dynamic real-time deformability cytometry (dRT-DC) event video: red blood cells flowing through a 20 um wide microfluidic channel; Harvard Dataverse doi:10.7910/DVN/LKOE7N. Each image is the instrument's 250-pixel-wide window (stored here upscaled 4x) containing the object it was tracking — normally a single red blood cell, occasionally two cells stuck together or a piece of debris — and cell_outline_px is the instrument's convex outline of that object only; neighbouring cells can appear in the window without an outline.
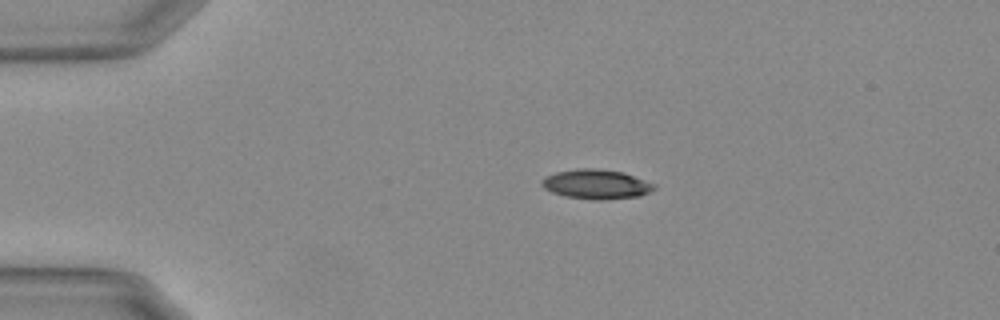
{"species": "Egyptian fruit bat (a non-hibernating species)", "species_latin": "Rousettus aegyptiacus", "temperature_condition": "warm", "stored_images_in_passage": 45, "camera_frame_rate_fps": 3000, "um_per_image_px": 0.085, "animal": {"sex": "female"}, "frame": {"image": 1, "passage_image": 1, "time_ms": 0.0, "image_size_px": [1000, 320], "cell_outline_px": [[656, 188], [640, 196], [604, 200], [596, 200], [564, 196], [552, 192], [544, 188], [540, 184], [540, 180], [544, 176], [556, 172], [576, 168], [596, 168], [624, 172], [656, 184]], "centroid_in_image_um": [50.66, 15.65], "position_along_channel_um": 34.3, "area_um2": 19.59}}
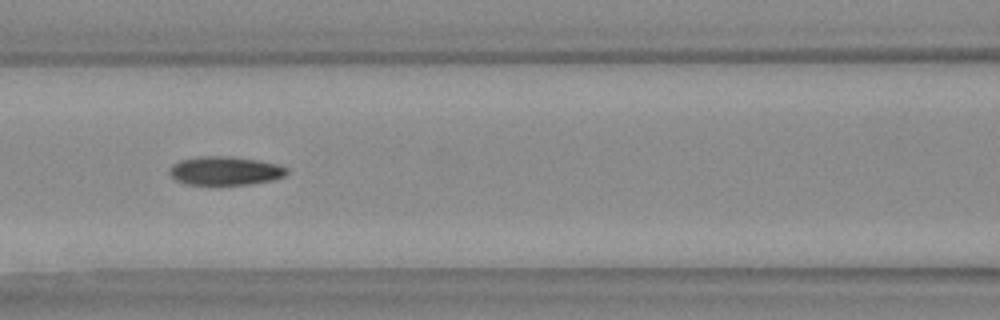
{"frame": {"image": 2, "passage_image": 14, "time_ms": 4.333, "image_size_px": [1000, 320], "cell_outline_px": [[288, 172], [284, 176], [272, 180], [248, 184], [188, 184], [176, 180], [168, 172], [168, 168], [172, 164], [180, 160], [200, 156], [232, 156], [256, 160], [276, 164], [288, 168]], "centroid_in_image_um": [19.11, 14.5], "position_along_channel_um": 147.5, "area_um2": 19.48}}
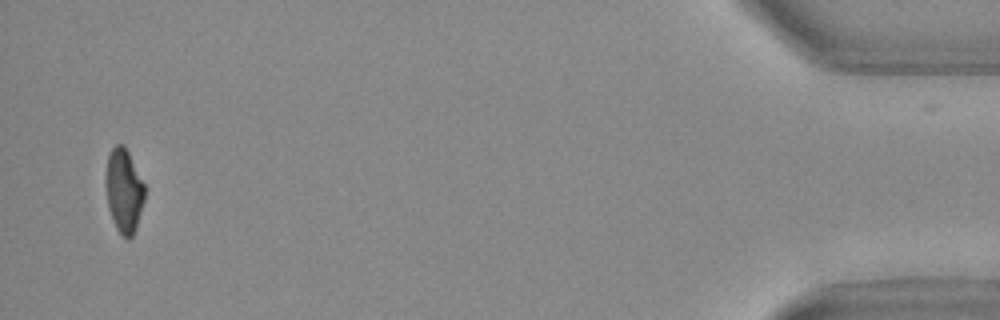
{"frame": {"image": 3, "passage_image": 43, "time_ms": 14.0, "image_size_px": [1000, 320], "cell_outline_px": [[144, 200], [136, 228], [132, 236], [124, 236], [116, 228], [108, 208], [108, 156], [112, 148], [116, 144], [124, 144], [144, 184]], "centroid_in_image_um": [10.56, 16.2], "position_along_channel_um": 424.6, "area_um2": 18.09}, "authors_computed_cell_mechanics": {"area_um2": 19.7676, "velocity_mm_per_s": 3.7309, "shape_relaxation_time_tau1_ms": 7.0439, "shape_relaxation_time_tau2_ms": 2.6422, "deformation_change_tau1": 0.2104, "deformation_change_tau2": 0.0863}}